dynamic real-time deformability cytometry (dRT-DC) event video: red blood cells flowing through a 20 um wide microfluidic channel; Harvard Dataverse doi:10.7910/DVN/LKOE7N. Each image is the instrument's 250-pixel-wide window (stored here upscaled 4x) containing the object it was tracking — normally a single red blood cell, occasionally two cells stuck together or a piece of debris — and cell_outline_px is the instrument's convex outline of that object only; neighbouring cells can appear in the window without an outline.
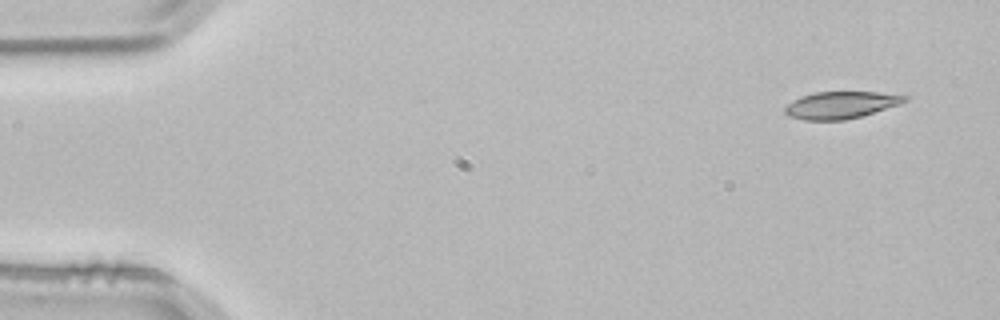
{"species": "common noctule bat (a hibernating species)", "species_latin": "Nyctalus noctula", "temperature_condition": "room temperature", "stored_images_in_passage": 4, "camera_frame_rate_fps": 3000, "um_per_image_px": 0.085, "animal": {"sex": "male", "body_mass_g": 21.5, "forearm_length_mm": 52.0}, "frame": {"image": 1, "passage_image": 1, "time_ms": 0.0, "image_size_px": [1000, 320], "cell_outline_px": [[908, 100], [860, 116], [844, 120], [804, 120], [788, 116], [784, 112], [784, 108], [792, 100], [816, 92], [876, 92], [908, 96]], "centroid_in_image_um": [71.4, 8.93], "position_along_channel_um": 13.6, "area_um2": 18.44}}
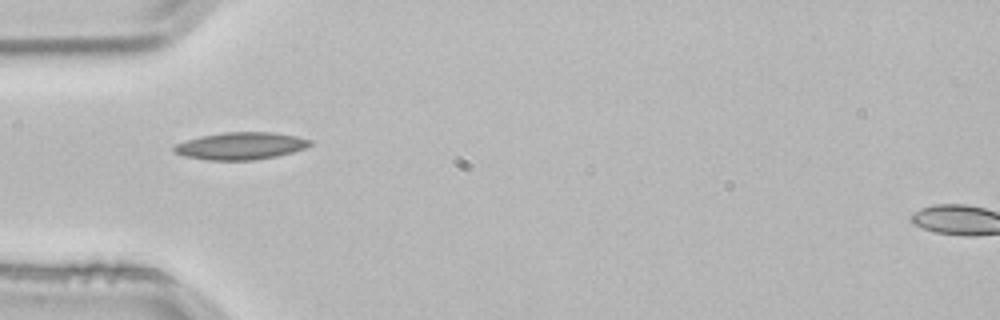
{"frame": {"image": 2, "passage_image": 4, "time_ms": 1.0, "image_size_px": [1000, 320], "cell_outline_px": [[312, 144], [304, 148], [292, 152], [276, 156], [256, 160], [208, 160], [184, 156], [176, 152], [172, 148], [176, 144], [200, 136], [224, 132], [268, 132], [296, 136], [312, 140]], "centroid_in_image_um": [20.47, 12.4], "position_along_channel_um": 64.5, "area_um2": 21.44}}